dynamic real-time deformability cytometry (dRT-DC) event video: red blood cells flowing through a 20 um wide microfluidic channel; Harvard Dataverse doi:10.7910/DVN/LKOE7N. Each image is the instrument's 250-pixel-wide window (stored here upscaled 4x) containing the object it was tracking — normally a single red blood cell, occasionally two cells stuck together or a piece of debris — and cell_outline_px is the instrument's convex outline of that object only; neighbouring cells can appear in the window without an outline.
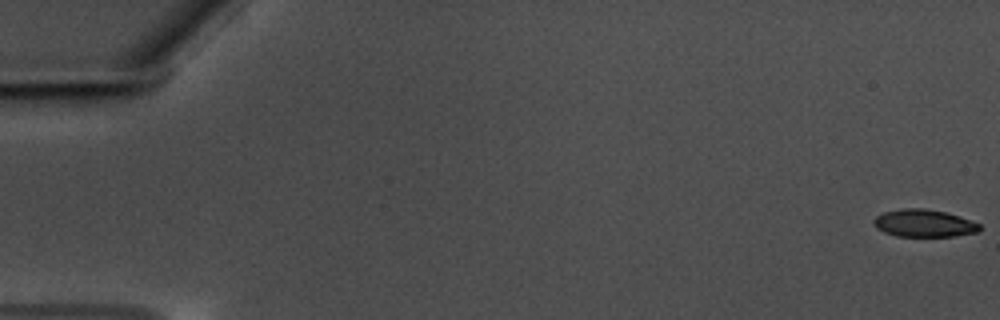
{"species": "common noctule bat (a hibernating species)", "species_latin": "Nyctalus noctula", "temperature_condition": "warm", "stored_images_in_passage": 59, "camera_frame_rate_fps": 3000, "um_per_image_px": 0.085, "animal": {"sex": "male", "body_mass_g": 17.5, "forearm_length_mm": 52.3}, "frame": {"image": 1, "passage_image": 1, "time_ms": 0.0, "image_size_px": [1000, 320], "cell_outline_px": [[980, 232], [956, 236], [896, 236], [884, 232], [876, 228], [872, 220], [876, 216], [884, 212], [900, 208], [924, 208], [944, 212], [960, 216], [980, 224]], "centroid_in_image_um": [78.53, 18.97], "position_along_channel_um": 6.5, "area_um2": 17.05}}
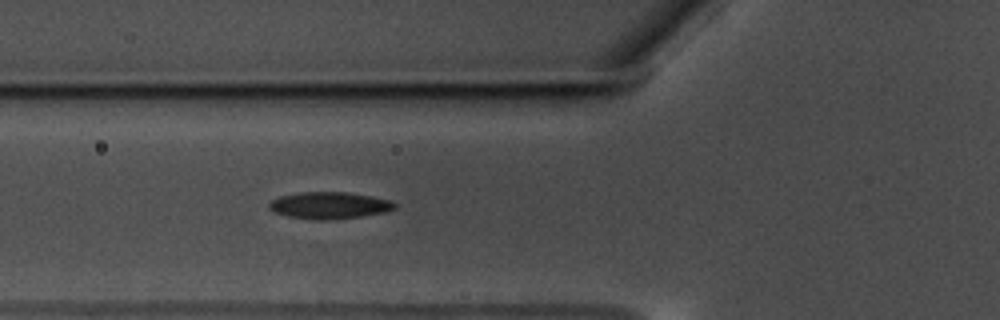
{"frame": {"image": 2, "passage_image": 23, "time_ms": 7.333, "image_size_px": [1000, 320], "cell_outline_px": [[396, 208], [384, 212], [360, 216], [328, 220], [312, 220], [288, 216], [276, 212], [268, 208], [268, 204], [272, 200], [280, 196], [300, 192], [344, 192], [372, 196], [392, 200], [396, 204]], "centroid_in_image_um": [27.99, 17.45], "position_along_channel_um": 97.8, "area_um2": 19.59}}
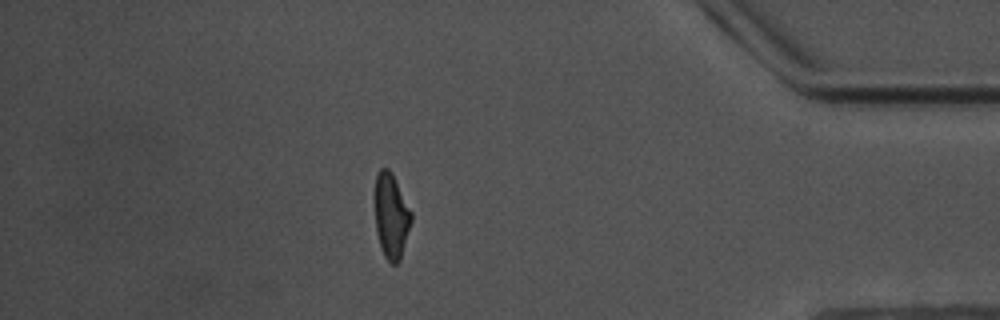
{"frame": {"image": 3, "passage_image": 52, "time_ms": 17.0, "image_size_px": [1000, 320], "cell_outline_px": [[412, 220], [400, 260], [396, 264], [392, 264], [384, 256], [380, 248], [376, 232], [372, 200], [372, 196], [376, 176], [380, 168], [388, 168], [392, 172], [412, 212]], "centroid_in_image_um": [33.2, 18.31], "position_along_channel_um": 402.0, "area_um2": 18.79}, "authors_computed_cell_mechanics": {"area_um2": 18.2648, "velocity_mm_per_s": 3.5331, "shape_relaxation_time_tau1_ms": 4.1267, "shape_relaxation_time_tau2_ms": 3.3856, "deformation_change_tau1": 0.1485, "deformation_change_tau2": 0.1161}}